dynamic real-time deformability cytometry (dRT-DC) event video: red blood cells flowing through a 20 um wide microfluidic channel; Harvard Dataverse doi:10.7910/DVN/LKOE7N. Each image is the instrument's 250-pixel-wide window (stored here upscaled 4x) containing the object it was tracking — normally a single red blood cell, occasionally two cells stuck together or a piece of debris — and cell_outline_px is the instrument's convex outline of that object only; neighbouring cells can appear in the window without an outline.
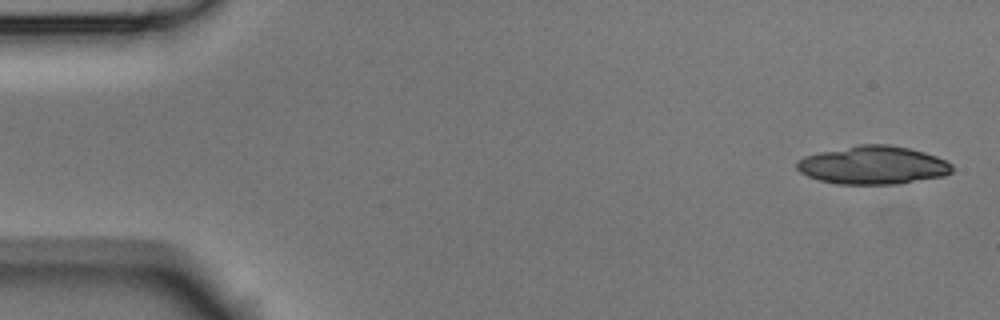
{"species": "Egyptian fruit bat (a non-hibernating species)", "species_latin": "Rousettus aegyptiacus", "temperature_condition": "room temperature", "stored_images_in_passage": 5, "camera_frame_rate_fps": 3000, "um_per_image_px": 0.085, "animal": {"sex": "male"}, "frame": {"image": 1, "passage_image": 1, "time_ms": 0.0, "image_size_px": [1000, 320], "cell_outline_px": [[952, 172], [944, 176], [896, 184], [836, 184], [820, 180], [808, 176], [800, 172], [796, 168], [796, 160], [804, 156], [820, 152], [860, 144], [888, 144], [908, 148], [924, 152], [936, 156], [952, 164]], "centroid_in_image_um": [74.19, 14.04], "position_along_channel_um": 10.8, "area_um2": 34.56}}
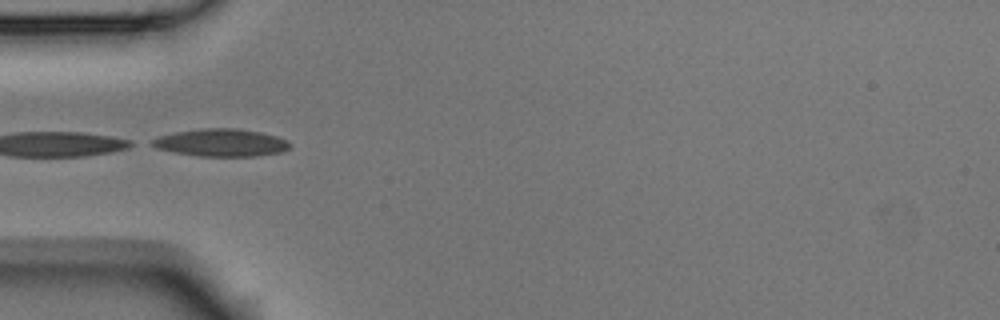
{"frame": {"image": 2, "passage_image": 5, "time_ms": 1.333, "image_size_px": [1000, 320], "cell_outline_px": [[292, 144], [288, 148], [280, 152], [256, 156], [200, 156], [172, 152], [156, 148], [148, 144], [148, 140], [156, 136], [176, 132], [204, 128], [236, 128], [260, 132], [276, 136], [288, 140]], "centroid_in_image_um": [18.73, 12.12], "position_along_channel_um": 66.3, "area_um2": 22.31}}